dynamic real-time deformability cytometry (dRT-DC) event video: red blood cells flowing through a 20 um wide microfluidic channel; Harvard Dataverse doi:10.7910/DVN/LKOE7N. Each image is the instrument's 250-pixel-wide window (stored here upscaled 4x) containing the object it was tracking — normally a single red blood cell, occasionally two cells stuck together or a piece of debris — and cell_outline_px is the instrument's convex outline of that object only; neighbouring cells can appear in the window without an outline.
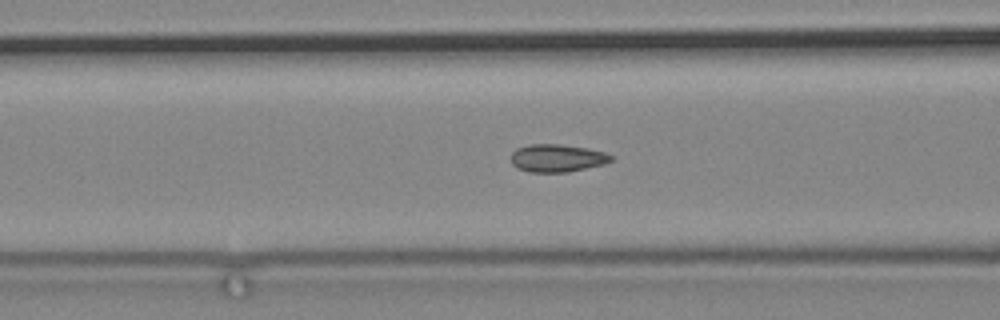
{"species": "common noctule bat (a hibernating species)", "species_latin": "Nyctalus noctula", "temperature_condition": "cold", "stored_images_in_passage": 80, "camera_frame_rate_fps": 3000, "um_per_image_px": 0.085, "animal": {"sex": "male", "body_mass_g": 19.2, "forearm_length_mm": 51.8}, "frame": {"image": 1, "passage_image": 41, "time_ms": 13.333, "image_size_px": [1000, 320], "cell_outline_px": [[612, 160], [604, 164], [568, 172], [528, 172], [516, 168], [512, 164], [512, 152], [516, 148], [532, 144], [560, 144], [588, 148], [604, 152], [612, 156]], "centroid_in_image_um": [47.34, 13.44], "position_along_channel_um": 119.3, "area_um2": 16.18}}
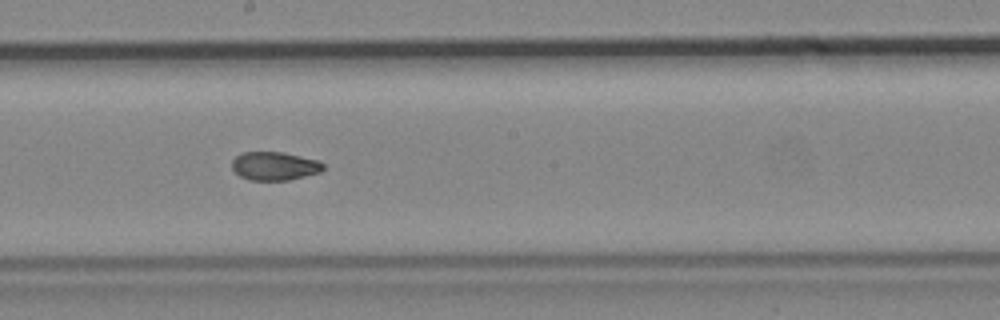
{"frame": {"image": 2, "passage_image": 51, "time_ms": 16.667, "image_size_px": [1000, 320], "cell_outline_px": [[324, 168], [320, 172], [288, 180], [248, 180], [240, 176], [232, 168], [232, 160], [240, 152], [284, 152], [320, 160], [324, 164]], "centroid_in_image_um": [23.34, 14.1], "position_along_channel_um": 224.9, "area_um2": 15.26}}
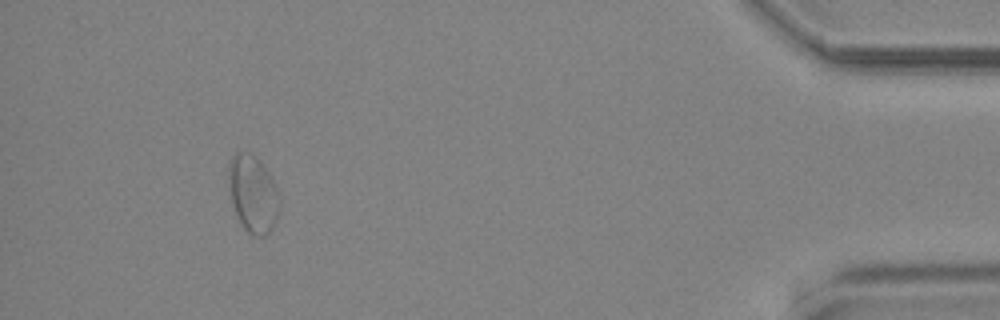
{"frame": {"image": 3, "passage_image": 75, "time_ms": 24.667, "image_size_px": [1000, 320], "cell_outline_px": [[280, 204], [276, 220], [272, 228], [264, 236], [256, 236], [248, 232], [244, 228], [232, 204], [228, 176], [228, 164], [232, 156], [236, 152], [252, 152], [260, 160], [268, 172], [276, 188], [280, 200]], "centroid_in_image_um": [21.5, 16.44], "position_along_channel_um": 413.7, "area_um2": 22.77}}